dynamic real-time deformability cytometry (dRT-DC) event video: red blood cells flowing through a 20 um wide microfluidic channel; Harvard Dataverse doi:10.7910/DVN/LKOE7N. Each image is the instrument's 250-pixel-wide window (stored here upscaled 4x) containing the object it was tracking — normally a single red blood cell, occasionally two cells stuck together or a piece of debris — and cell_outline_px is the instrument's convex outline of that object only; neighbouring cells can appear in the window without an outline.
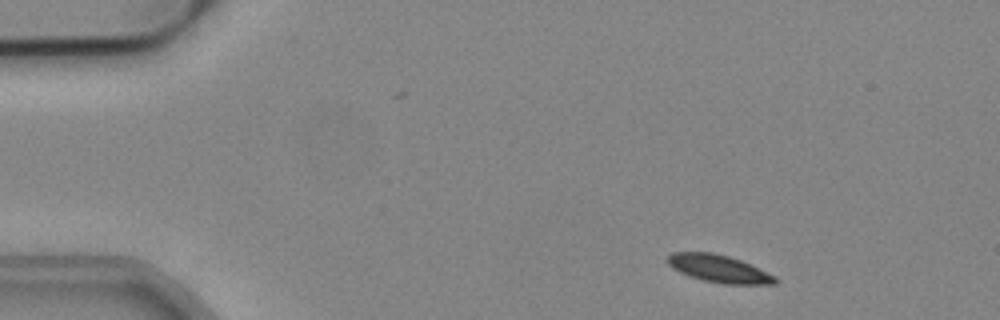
{"species": "common noctule bat (a hibernating species)", "species_latin": "Nyctalus noctula", "temperature_condition": "cold", "stored_images_in_passage": 50, "camera_frame_rate_fps": 3000, "um_per_image_px": 0.085, "animal": {"sex": "male", "body_mass_g": 19.2, "forearm_length_mm": 51.8}, "frame": {"image": 1, "passage_image": 3, "time_ms": 0.667, "image_size_px": [1000, 320], "cell_outline_px": [[780, 280], [776, 284], [724, 284], [704, 280], [688, 276], [672, 268], [668, 264], [668, 256], [672, 252], [712, 252], [728, 256], [740, 260], [776, 276]], "centroid_in_image_um": [61.12, 22.84], "position_along_channel_um": 23.9, "area_um2": 17.22}}
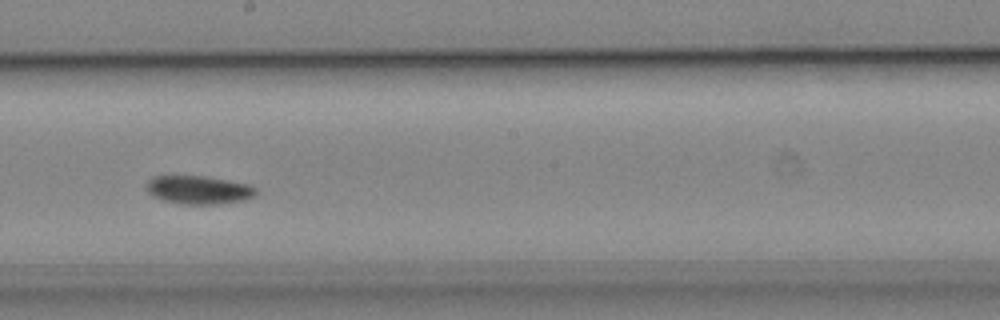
{"frame": {"image": 2, "passage_image": 26, "time_ms": 8.333, "image_size_px": [1000, 320], "cell_outline_px": [[256, 196], [244, 200], [220, 204], [180, 204], [164, 200], [152, 196], [148, 192], [148, 180], [152, 176], [204, 176], [248, 184], [256, 188]], "centroid_in_image_um": [16.9, 16.15], "position_along_channel_um": 231.3, "area_um2": 18.03}}
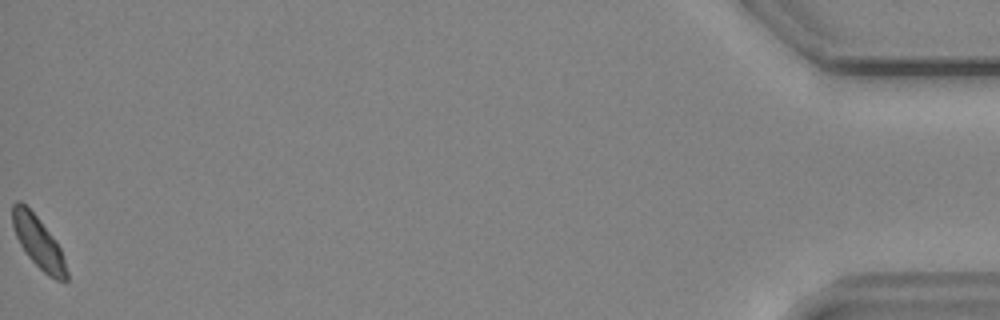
{"frame": {"image": 3, "passage_image": 50, "time_ms": 16.333, "image_size_px": [1000, 320], "cell_outline_px": [[68, 280], [56, 280], [48, 276], [28, 256], [20, 244], [16, 236], [12, 224], [12, 204], [16, 200], [20, 200], [36, 216], [52, 236], [60, 248], [68, 272]], "centroid_in_image_um": [3.24, 20.59], "position_along_channel_um": 432.0, "area_um2": 16.01}, "authors_computed_cell_mechanics": {"area_um2": 17.629, "velocity_mm_per_s": 3.7761, "shape_relaxation_time_tau1_ms": 2.8169, "shape_relaxation_time_tau2_ms": null, "deformation_change_tau1": 0.0664, "deformation_change_tau2": null}}